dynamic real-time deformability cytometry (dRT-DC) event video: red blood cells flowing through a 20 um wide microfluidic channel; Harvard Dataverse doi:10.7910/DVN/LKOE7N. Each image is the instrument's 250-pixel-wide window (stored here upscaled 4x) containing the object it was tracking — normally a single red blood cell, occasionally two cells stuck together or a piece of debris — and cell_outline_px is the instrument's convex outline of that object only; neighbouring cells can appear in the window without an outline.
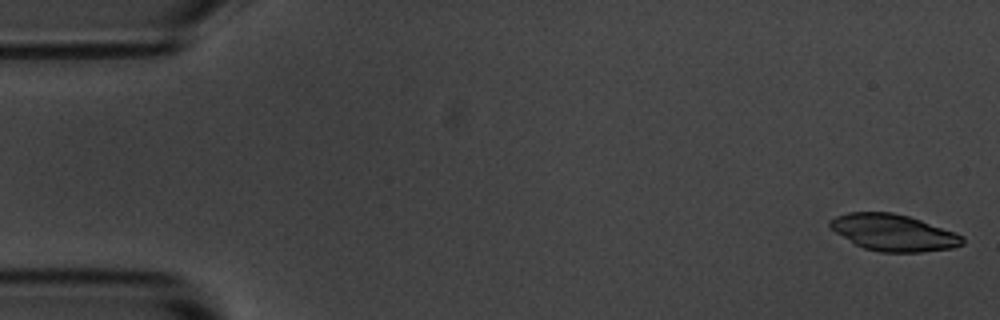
{"species": "common noctule bat (a hibernating species)", "species_latin": "Nyctalus noctula", "temperature_condition": "room temperature", "stored_images_in_passage": 5, "camera_frame_rate_fps": 3000, "um_per_image_px": 0.085, "animal": {"sex": "male", "body_mass_g": 20.1, "forearm_length_mm": 53.5}, "frame": {"image": 1, "passage_image": 1, "time_ms": 0.0, "image_size_px": [1000, 320], "cell_outline_px": [[964, 244], [952, 248], [920, 252], [880, 252], [864, 248], [856, 244], [836, 232], [828, 224], [828, 220], [836, 216], [848, 212], [892, 212], [908, 216], [956, 232], [964, 236]], "centroid_in_image_um": [75.96, 19.77], "position_along_channel_um": 9.0, "area_um2": 28.15}}